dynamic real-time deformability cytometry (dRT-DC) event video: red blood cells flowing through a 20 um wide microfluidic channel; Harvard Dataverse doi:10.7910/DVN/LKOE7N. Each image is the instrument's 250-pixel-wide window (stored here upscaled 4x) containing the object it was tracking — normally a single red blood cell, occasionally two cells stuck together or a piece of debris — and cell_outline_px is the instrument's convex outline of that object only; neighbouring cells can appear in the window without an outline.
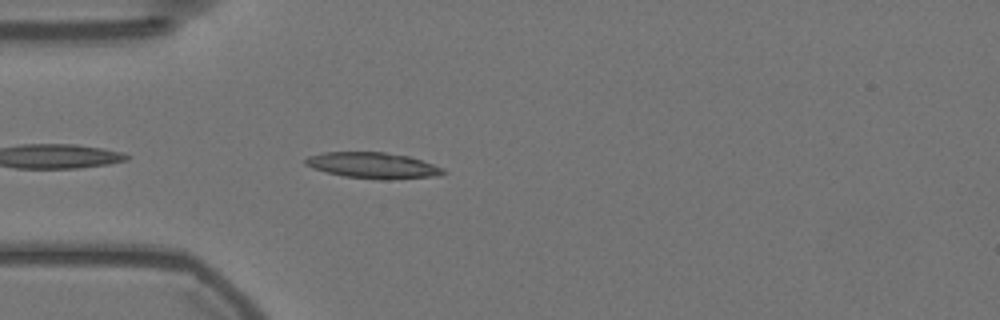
{"species": "Egyptian fruit bat (a non-hibernating species)", "species_latin": "Rousettus aegyptiacus", "temperature_condition": "warm", "stored_images_in_passage": 15, "camera_frame_rate_fps": 3000, "um_per_image_px": 0.085, "animal": {"sex": "female"}, "frame": {"image": 1, "passage_image": 3, "time_ms": 0.667, "image_size_px": [1000, 320], "cell_outline_px": [[448, 172], [436, 176], [388, 180], [380, 180], [344, 176], [312, 168], [304, 164], [304, 160], [308, 156], [324, 152], [384, 152], [408, 156], [444, 168]], "centroid_in_image_um": [31.7, 14.07], "position_along_channel_um": 53.3, "area_um2": 20.87}}
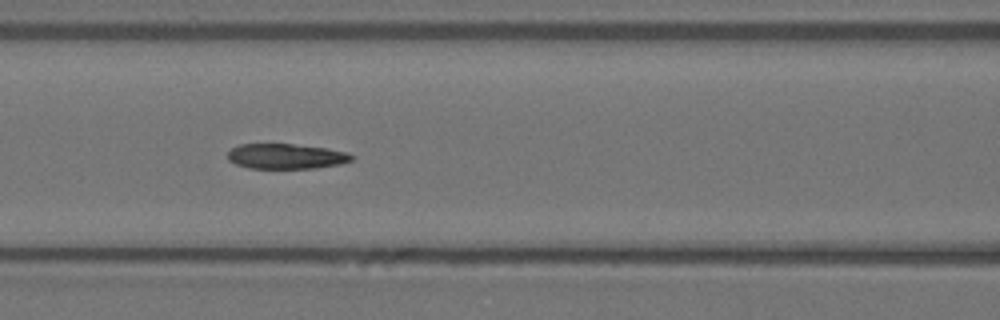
{"frame": {"image": 2, "passage_image": 11, "time_ms": 3.333, "image_size_px": [1000, 320], "cell_outline_px": [[356, 156], [352, 160], [340, 164], [316, 168], [248, 168], [236, 164], [228, 160], [228, 152], [232, 148], [240, 144], [292, 144], [324, 148], [348, 152]], "centroid_in_image_um": [24.33, 13.29], "position_along_channel_um": 142.3, "area_um2": 18.15}}
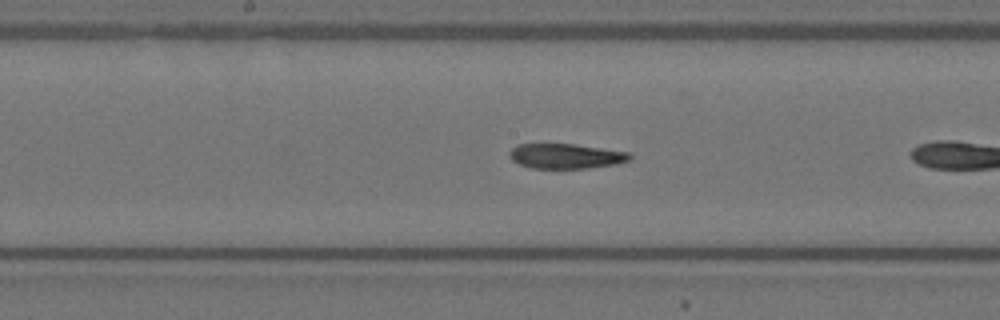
{"frame": {"image": 3, "passage_image": 13, "time_ms": 4.0, "image_size_px": [1000, 320], "cell_outline_px": [[632, 160], [616, 164], [588, 168], [532, 168], [520, 164], [512, 160], [508, 156], [508, 152], [516, 144], [576, 144], [628, 152], [632, 156]], "centroid_in_image_um": [48.09, 13.26], "position_along_channel_um": 200.1, "area_um2": 17.57}}